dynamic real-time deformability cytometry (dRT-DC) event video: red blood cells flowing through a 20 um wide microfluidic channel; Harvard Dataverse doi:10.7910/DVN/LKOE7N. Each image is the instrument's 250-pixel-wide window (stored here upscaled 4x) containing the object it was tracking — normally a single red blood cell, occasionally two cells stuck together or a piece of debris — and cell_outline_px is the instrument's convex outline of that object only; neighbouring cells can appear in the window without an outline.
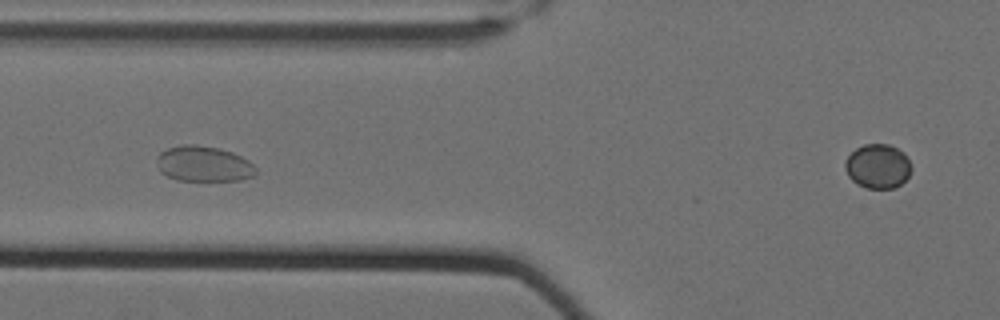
{"species": "Egyptian fruit bat (a non-hibernating species)", "species_latin": "Rousettus aegyptiacus", "temperature_condition": "cold", "stored_images_in_passage": 27, "segment_of_instrument_passage": [2, 2], "camera_frame_rate_fps": 3000, "um_per_image_px": 0.085, "animal": {"sex": "female"}, "frame": {"image": 1, "passage_image": 27, "time_ms": 8.667, "image_size_px": [1000, 320], "cell_outline_px": [[912, 168], [908, 176], [900, 184], [892, 188], [868, 188], [856, 184], [848, 176], [844, 168], [844, 160], [856, 148], [864, 144], [888, 144], [904, 152]], "centroid_in_image_um": [74.58, 14.12], "position_along_channel_um": 51.2, "area_um2": 17.11}}